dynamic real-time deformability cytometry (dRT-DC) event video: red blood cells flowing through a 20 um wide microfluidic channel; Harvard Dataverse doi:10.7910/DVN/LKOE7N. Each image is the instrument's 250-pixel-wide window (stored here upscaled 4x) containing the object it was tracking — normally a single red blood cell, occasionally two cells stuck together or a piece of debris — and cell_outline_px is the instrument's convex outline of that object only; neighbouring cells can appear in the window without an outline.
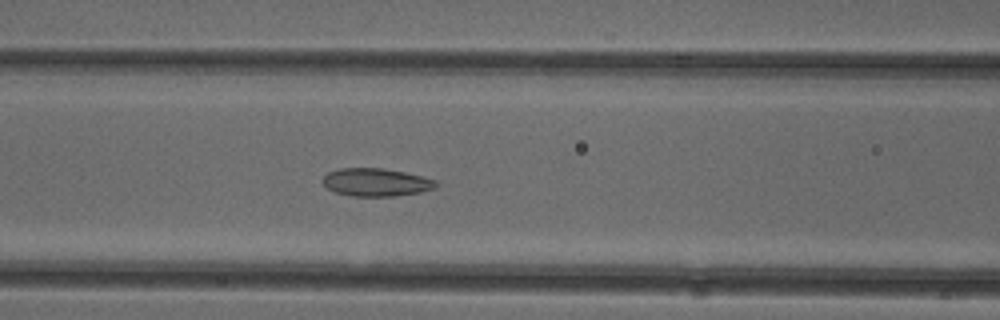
{"species": "common noctule bat (a hibernating species)", "species_latin": "Nyctalus noctula", "temperature_condition": "cold", "stored_images_in_passage": 45, "camera_frame_rate_fps": 3000, "um_per_image_px": 0.085, "animal": {"sex": "female"}, "frame": {"image": 1, "passage_image": 21, "time_ms": 6.667, "image_size_px": [1000, 320], "cell_outline_px": [[440, 184], [436, 188], [420, 192], [396, 196], [352, 196], [336, 192], [328, 188], [324, 184], [324, 176], [328, 172], [340, 168], [384, 168], [404, 172], [436, 180]], "centroid_in_image_um": [32.01, 15.49], "position_along_channel_um": 134.6, "area_um2": 18.38}}
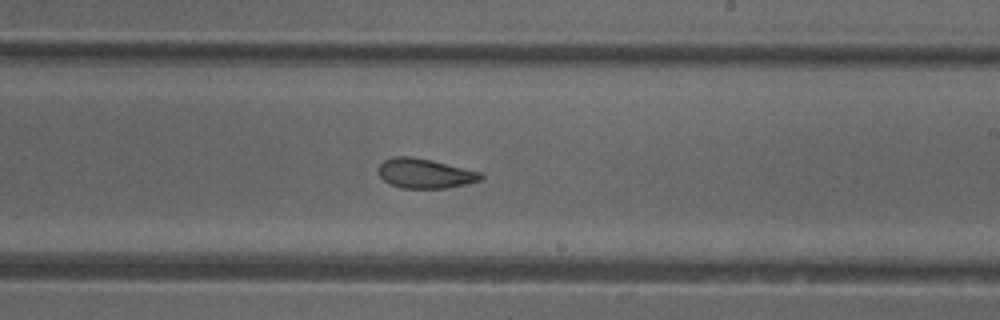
{"frame": {"image": 2, "passage_image": 30, "time_ms": 9.667, "image_size_px": [1000, 320], "cell_outline_px": [[484, 176], [480, 180], [464, 184], [444, 188], [400, 188], [384, 180], [376, 172], [376, 168], [384, 160], [392, 156], [412, 156], [432, 160], [480, 172]], "centroid_in_image_um": [36.05, 14.72], "position_along_channel_um": 252.9, "area_um2": 17.69}}
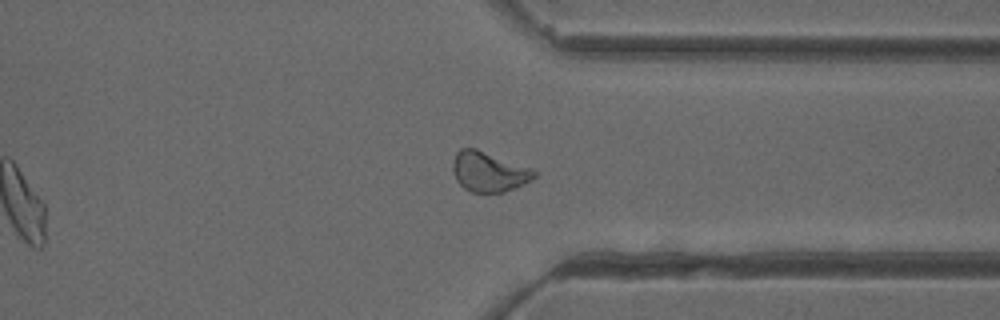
{"frame": {"image": 3, "passage_image": 39, "time_ms": 12.667, "image_size_px": [1000, 320], "cell_outline_px": [[536, 176], [532, 180], [504, 192], [472, 192], [464, 188], [456, 180], [452, 172], [452, 164], [456, 152], [460, 148], [476, 148], [532, 168], [536, 172]], "centroid_in_image_um": [41.53, 14.58], "position_along_channel_um": 369.9, "area_um2": 19.02}, "authors_computed_cell_mechanics": {"area_um2": 19.0162, "velocity_mm_per_s": 3.9411, "shape_relaxation_time_tau1_ms": 10.7044, "shape_relaxation_time_tau2_ms": 2.2144, "deformation_change_tau1": 0.1631, "deformation_change_tau2": 0.0776}}